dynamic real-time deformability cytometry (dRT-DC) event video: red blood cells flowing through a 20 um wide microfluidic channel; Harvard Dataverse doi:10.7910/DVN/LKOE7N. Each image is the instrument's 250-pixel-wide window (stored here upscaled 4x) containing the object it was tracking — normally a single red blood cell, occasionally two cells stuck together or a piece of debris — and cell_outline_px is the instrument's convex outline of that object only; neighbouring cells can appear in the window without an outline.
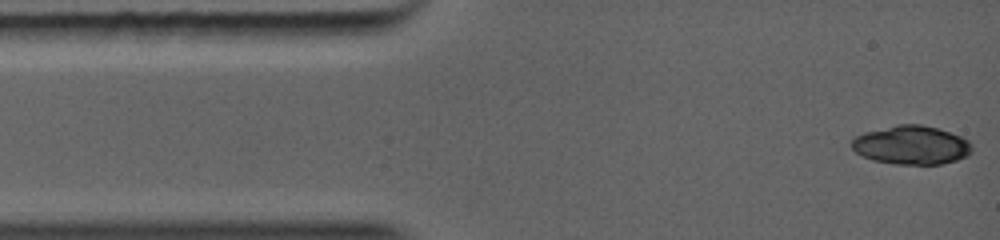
{"species": "common noctule bat (a hibernating species)", "species_latin": "Nyctalus noctula", "temperature_condition": "warm", "stored_images_in_passage": 6, "camera_frame_rate_fps": 5000, "um_per_image_px": 0.085, "animal": {"sex": "female", "body_mass_g": 19.0, "forearm_length_mm": 56.7}, "frame": {"image": 1, "passage_image": 1, "time_ms": 0.0, "image_size_px": [1000, 240], "cell_outline_px": [[972, 152], [968, 156], [956, 160], [940, 164], [892, 164], [872, 160], [860, 156], [852, 148], [852, 140], [868, 132], [904, 124], [912, 124], [936, 128], [948, 132], [964, 140], [968, 144]], "centroid_in_image_um": [77.44, 12.37], "position_along_channel_um": 7.6, "area_um2": 26.24}}
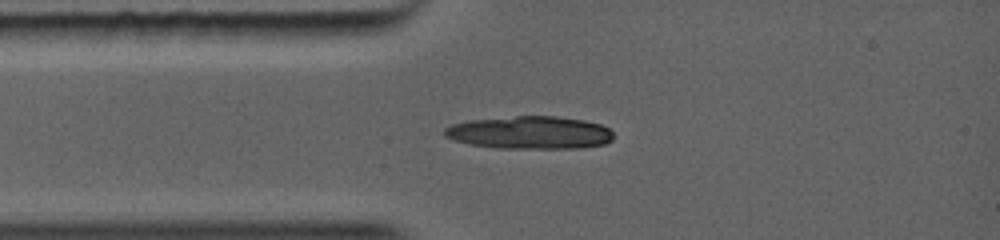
{"frame": {"image": 2, "passage_image": 6, "time_ms": 2.0, "image_size_px": [1000, 240], "cell_outline_px": [[612, 140], [604, 144], [584, 148], [492, 148], [468, 144], [456, 140], [448, 136], [444, 132], [448, 128], [456, 124], [476, 120], [520, 116], [548, 116], [580, 120], [600, 124], [608, 128], [612, 132]], "centroid_in_image_um": [45.11, 11.3], "position_along_channel_um": 39.9, "area_um2": 31.56}}